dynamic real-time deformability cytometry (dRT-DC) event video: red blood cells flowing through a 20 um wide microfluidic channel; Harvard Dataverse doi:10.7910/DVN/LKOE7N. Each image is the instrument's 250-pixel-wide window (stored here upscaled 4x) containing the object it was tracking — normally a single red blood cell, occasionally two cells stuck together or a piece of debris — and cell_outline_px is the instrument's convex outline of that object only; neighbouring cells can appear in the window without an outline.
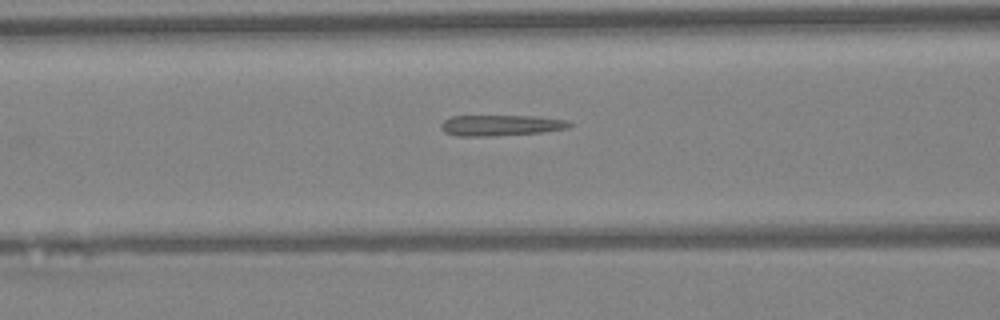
{"species": "Egyptian fruit bat (a non-hibernating species)", "species_latin": "Rousettus aegyptiacus", "temperature_condition": "warm", "stored_images_in_passage": 31, "camera_frame_rate_fps": 3000, "um_per_image_px": 0.085, "animal": {"sex": "female"}, "frame": {"image": 1, "passage_image": 13, "time_ms": 4.0, "image_size_px": [1000, 320], "cell_outline_px": [[572, 124], [568, 128], [540, 132], [492, 136], [460, 136], [444, 132], [440, 128], [440, 124], [444, 120], [452, 116], [540, 116], [568, 120]], "centroid_in_image_um": [42.57, 10.64], "position_along_channel_um": 124.0, "area_um2": 15.61}}
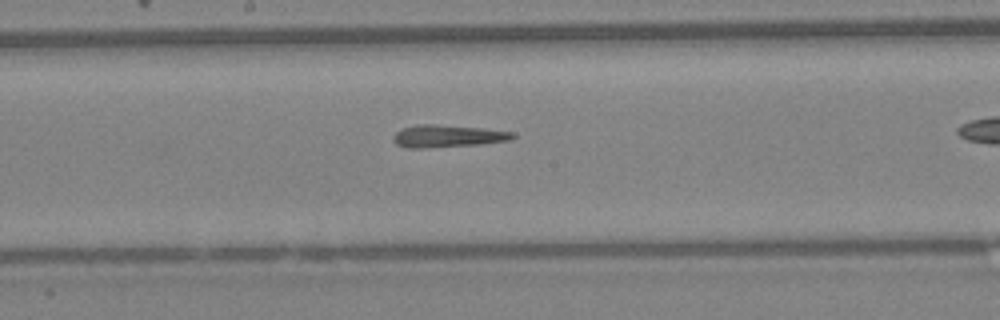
{"frame": {"image": 2, "passage_image": 19, "time_ms": 6.0, "image_size_px": [1000, 320], "cell_outline_px": [[516, 136], [512, 140], [480, 144], [428, 148], [404, 148], [396, 144], [392, 140], [392, 136], [400, 128], [420, 124], [436, 124], [480, 128], [512, 132]], "centroid_in_image_um": [37.98, 11.57], "position_along_channel_um": 210.2, "area_um2": 15.72}}
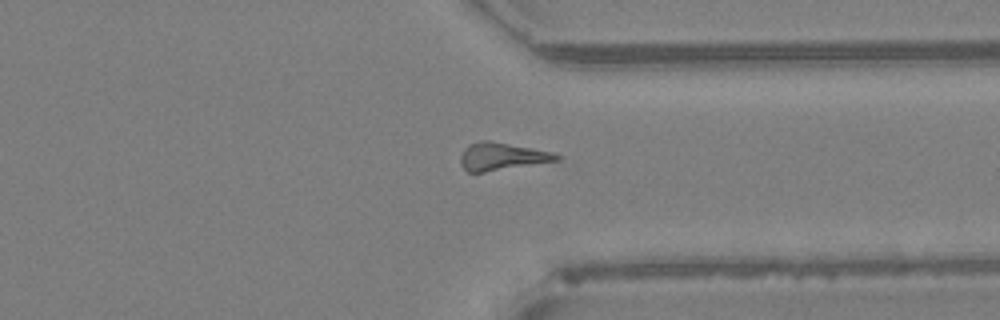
{"frame": {"image": 3, "passage_image": 30, "time_ms": 9.667, "image_size_px": [1000, 320], "cell_outline_px": [[564, 156], [560, 160], [484, 172], [468, 172], [460, 164], [460, 156], [464, 148], [468, 144], [480, 140], [492, 140], [552, 152]], "centroid_in_image_um": [42.65, 13.28], "position_along_channel_um": 368.7, "area_um2": 15.61}}